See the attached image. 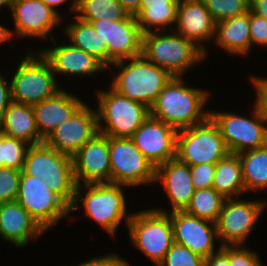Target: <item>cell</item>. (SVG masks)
Returning <instances> with one entry per match:
<instances>
[{
	"label": "cell",
	"instance_id": "obj_1",
	"mask_svg": "<svg viewBox=\"0 0 267 266\" xmlns=\"http://www.w3.org/2000/svg\"><path fill=\"white\" fill-rule=\"evenodd\" d=\"M182 77L173 76L150 107V115L176 130L192 127L209 117L204 110L209 90L186 87ZM203 109V110H202Z\"/></svg>",
	"mask_w": 267,
	"mask_h": 266
},
{
	"label": "cell",
	"instance_id": "obj_2",
	"mask_svg": "<svg viewBox=\"0 0 267 266\" xmlns=\"http://www.w3.org/2000/svg\"><path fill=\"white\" fill-rule=\"evenodd\" d=\"M126 61H129L126 64ZM120 69L115 74L111 88L122 96L145 104L150 108L172 75L147 60L142 54L114 62Z\"/></svg>",
	"mask_w": 267,
	"mask_h": 266
},
{
	"label": "cell",
	"instance_id": "obj_3",
	"mask_svg": "<svg viewBox=\"0 0 267 266\" xmlns=\"http://www.w3.org/2000/svg\"><path fill=\"white\" fill-rule=\"evenodd\" d=\"M26 175L39 177L50 190L69 207L72 206L77 183L74 177L72 157L47 146L44 142L30 145L22 170Z\"/></svg>",
	"mask_w": 267,
	"mask_h": 266
},
{
	"label": "cell",
	"instance_id": "obj_4",
	"mask_svg": "<svg viewBox=\"0 0 267 266\" xmlns=\"http://www.w3.org/2000/svg\"><path fill=\"white\" fill-rule=\"evenodd\" d=\"M168 33H143L142 55L172 76L184 77L189 68L205 60V53L176 30Z\"/></svg>",
	"mask_w": 267,
	"mask_h": 266
},
{
	"label": "cell",
	"instance_id": "obj_5",
	"mask_svg": "<svg viewBox=\"0 0 267 266\" xmlns=\"http://www.w3.org/2000/svg\"><path fill=\"white\" fill-rule=\"evenodd\" d=\"M77 185L75 197L70 212L78 210L81 206L77 203L82 202L85 214L97 222L114 237L116 230L122 220L125 219L126 226L131 218V213H126V197L123 187L125 185L117 183H93ZM85 188V196H81V188Z\"/></svg>",
	"mask_w": 267,
	"mask_h": 266
},
{
	"label": "cell",
	"instance_id": "obj_6",
	"mask_svg": "<svg viewBox=\"0 0 267 266\" xmlns=\"http://www.w3.org/2000/svg\"><path fill=\"white\" fill-rule=\"evenodd\" d=\"M109 89L96 91L98 131L108 137L130 138L148 118L150 108Z\"/></svg>",
	"mask_w": 267,
	"mask_h": 266
},
{
	"label": "cell",
	"instance_id": "obj_7",
	"mask_svg": "<svg viewBox=\"0 0 267 266\" xmlns=\"http://www.w3.org/2000/svg\"><path fill=\"white\" fill-rule=\"evenodd\" d=\"M10 80L12 101L35 105L53 97L61 89L48 60L40 51H27Z\"/></svg>",
	"mask_w": 267,
	"mask_h": 266
},
{
	"label": "cell",
	"instance_id": "obj_8",
	"mask_svg": "<svg viewBox=\"0 0 267 266\" xmlns=\"http://www.w3.org/2000/svg\"><path fill=\"white\" fill-rule=\"evenodd\" d=\"M127 228L132 244L156 266L174 244L170 215L161 208L133 213Z\"/></svg>",
	"mask_w": 267,
	"mask_h": 266
},
{
	"label": "cell",
	"instance_id": "obj_9",
	"mask_svg": "<svg viewBox=\"0 0 267 266\" xmlns=\"http://www.w3.org/2000/svg\"><path fill=\"white\" fill-rule=\"evenodd\" d=\"M228 153L219 128L210 117L192 127L177 130L176 158L189 166L216 164Z\"/></svg>",
	"mask_w": 267,
	"mask_h": 266
},
{
	"label": "cell",
	"instance_id": "obj_10",
	"mask_svg": "<svg viewBox=\"0 0 267 266\" xmlns=\"http://www.w3.org/2000/svg\"><path fill=\"white\" fill-rule=\"evenodd\" d=\"M110 183L136 187L155 182V166L131 138L109 137Z\"/></svg>",
	"mask_w": 267,
	"mask_h": 266
},
{
	"label": "cell",
	"instance_id": "obj_11",
	"mask_svg": "<svg viewBox=\"0 0 267 266\" xmlns=\"http://www.w3.org/2000/svg\"><path fill=\"white\" fill-rule=\"evenodd\" d=\"M251 118L237 113L209 111V117L219 128L229 153L239 154L267 145V128L253 108Z\"/></svg>",
	"mask_w": 267,
	"mask_h": 266
},
{
	"label": "cell",
	"instance_id": "obj_12",
	"mask_svg": "<svg viewBox=\"0 0 267 266\" xmlns=\"http://www.w3.org/2000/svg\"><path fill=\"white\" fill-rule=\"evenodd\" d=\"M17 201L45 231L53 229L59 220L70 213V207L50 190L46 182L23 171Z\"/></svg>",
	"mask_w": 267,
	"mask_h": 266
},
{
	"label": "cell",
	"instance_id": "obj_13",
	"mask_svg": "<svg viewBox=\"0 0 267 266\" xmlns=\"http://www.w3.org/2000/svg\"><path fill=\"white\" fill-rule=\"evenodd\" d=\"M262 200L225 199L215 222L220 246L243 245L264 211Z\"/></svg>",
	"mask_w": 267,
	"mask_h": 266
},
{
	"label": "cell",
	"instance_id": "obj_14",
	"mask_svg": "<svg viewBox=\"0 0 267 266\" xmlns=\"http://www.w3.org/2000/svg\"><path fill=\"white\" fill-rule=\"evenodd\" d=\"M97 31L107 45V70L116 61L142 54V35L136 17L129 14L125 19L112 21H85ZM111 65V66H110Z\"/></svg>",
	"mask_w": 267,
	"mask_h": 266
},
{
	"label": "cell",
	"instance_id": "obj_15",
	"mask_svg": "<svg viewBox=\"0 0 267 266\" xmlns=\"http://www.w3.org/2000/svg\"><path fill=\"white\" fill-rule=\"evenodd\" d=\"M98 132L97 111L83 103L68 120L44 139V143L72 157Z\"/></svg>",
	"mask_w": 267,
	"mask_h": 266
},
{
	"label": "cell",
	"instance_id": "obj_16",
	"mask_svg": "<svg viewBox=\"0 0 267 266\" xmlns=\"http://www.w3.org/2000/svg\"><path fill=\"white\" fill-rule=\"evenodd\" d=\"M176 135L175 128L149 115L130 138L156 168L176 158Z\"/></svg>",
	"mask_w": 267,
	"mask_h": 266
},
{
	"label": "cell",
	"instance_id": "obj_17",
	"mask_svg": "<svg viewBox=\"0 0 267 266\" xmlns=\"http://www.w3.org/2000/svg\"><path fill=\"white\" fill-rule=\"evenodd\" d=\"M72 162L77 185L110 183L109 137L98 132L72 156Z\"/></svg>",
	"mask_w": 267,
	"mask_h": 266
},
{
	"label": "cell",
	"instance_id": "obj_18",
	"mask_svg": "<svg viewBox=\"0 0 267 266\" xmlns=\"http://www.w3.org/2000/svg\"><path fill=\"white\" fill-rule=\"evenodd\" d=\"M169 215L174 243L187 247L204 259L216 253L214 243L218 234L214 222L189 215L185 211H171Z\"/></svg>",
	"mask_w": 267,
	"mask_h": 266
},
{
	"label": "cell",
	"instance_id": "obj_19",
	"mask_svg": "<svg viewBox=\"0 0 267 266\" xmlns=\"http://www.w3.org/2000/svg\"><path fill=\"white\" fill-rule=\"evenodd\" d=\"M11 12L18 38L45 39L62 22L60 13L41 0H14Z\"/></svg>",
	"mask_w": 267,
	"mask_h": 266
},
{
	"label": "cell",
	"instance_id": "obj_20",
	"mask_svg": "<svg viewBox=\"0 0 267 266\" xmlns=\"http://www.w3.org/2000/svg\"><path fill=\"white\" fill-rule=\"evenodd\" d=\"M54 47L43 49L41 54L48 60L56 76H90L107 69L93 55L77 48L70 42L68 44L58 45L53 39ZM58 45V46H57Z\"/></svg>",
	"mask_w": 267,
	"mask_h": 266
},
{
	"label": "cell",
	"instance_id": "obj_21",
	"mask_svg": "<svg viewBox=\"0 0 267 266\" xmlns=\"http://www.w3.org/2000/svg\"><path fill=\"white\" fill-rule=\"evenodd\" d=\"M176 32L193 42L208 55L201 42L213 39L216 22L205 6L203 0H179ZM213 37V38H212Z\"/></svg>",
	"mask_w": 267,
	"mask_h": 266
},
{
	"label": "cell",
	"instance_id": "obj_22",
	"mask_svg": "<svg viewBox=\"0 0 267 266\" xmlns=\"http://www.w3.org/2000/svg\"><path fill=\"white\" fill-rule=\"evenodd\" d=\"M155 182H161L169 198L171 211H184L195 192L190 166L171 159L156 167Z\"/></svg>",
	"mask_w": 267,
	"mask_h": 266
},
{
	"label": "cell",
	"instance_id": "obj_23",
	"mask_svg": "<svg viewBox=\"0 0 267 266\" xmlns=\"http://www.w3.org/2000/svg\"><path fill=\"white\" fill-rule=\"evenodd\" d=\"M44 232L46 233L17 200L0 204V236L5 241L23 248Z\"/></svg>",
	"mask_w": 267,
	"mask_h": 266
},
{
	"label": "cell",
	"instance_id": "obj_24",
	"mask_svg": "<svg viewBox=\"0 0 267 266\" xmlns=\"http://www.w3.org/2000/svg\"><path fill=\"white\" fill-rule=\"evenodd\" d=\"M84 102L64 89L53 97L32 106L36 126L44 140L59 125L68 120Z\"/></svg>",
	"mask_w": 267,
	"mask_h": 266
},
{
	"label": "cell",
	"instance_id": "obj_25",
	"mask_svg": "<svg viewBox=\"0 0 267 266\" xmlns=\"http://www.w3.org/2000/svg\"><path fill=\"white\" fill-rule=\"evenodd\" d=\"M2 133L29 145L43 143L36 126L32 105L12 101L1 117Z\"/></svg>",
	"mask_w": 267,
	"mask_h": 266
},
{
	"label": "cell",
	"instance_id": "obj_26",
	"mask_svg": "<svg viewBox=\"0 0 267 266\" xmlns=\"http://www.w3.org/2000/svg\"><path fill=\"white\" fill-rule=\"evenodd\" d=\"M215 43L229 54L246 56L251 51L249 11L216 22Z\"/></svg>",
	"mask_w": 267,
	"mask_h": 266
},
{
	"label": "cell",
	"instance_id": "obj_27",
	"mask_svg": "<svg viewBox=\"0 0 267 266\" xmlns=\"http://www.w3.org/2000/svg\"><path fill=\"white\" fill-rule=\"evenodd\" d=\"M178 5L179 0H141L139 10L134 14L141 32H153L155 28L162 29L163 32L174 31Z\"/></svg>",
	"mask_w": 267,
	"mask_h": 266
},
{
	"label": "cell",
	"instance_id": "obj_28",
	"mask_svg": "<svg viewBox=\"0 0 267 266\" xmlns=\"http://www.w3.org/2000/svg\"><path fill=\"white\" fill-rule=\"evenodd\" d=\"M212 187L225 199L246 193L238 154L228 153L216 163Z\"/></svg>",
	"mask_w": 267,
	"mask_h": 266
},
{
	"label": "cell",
	"instance_id": "obj_29",
	"mask_svg": "<svg viewBox=\"0 0 267 266\" xmlns=\"http://www.w3.org/2000/svg\"><path fill=\"white\" fill-rule=\"evenodd\" d=\"M76 21L64 27L71 44L93 55L107 68V45L103 42L94 27L75 16Z\"/></svg>",
	"mask_w": 267,
	"mask_h": 266
},
{
	"label": "cell",
	"instance_id": "obj_30",
	"mask_svg": "<svg viewBox=\"0 0 267 266\" xmlns=\"http://www.w3.org/2000/svg\"><path fill=\"white\" fill-rule=\"evenodd\" d=\"M246 193L267 190V145L238 154Z\"/></svg>",
	"mask_w": 267,
	"mask_h": 266
},
{
	"label": "cell",
	"instance_id": "obj_31",
	"mask_svg": "<svg viewBox=\"0 0 267 266\" xmlns=\"http://www.w3.org/2000/svg\"><path fill=\"white\" fill-rule=\"evenodd\" d=\"M129 13L118 0H78L77 16L83 21L125 19Z\"/></svg>",
	"mask_w": 267,
	"mask_h": 266
},
{
	"label": "cell",
	"instance_id": "obj_32",
	"mask_svg": "<svg viewBox=\"0 0 267 266\" xmlns=\"http://www.w3.org/2000/svg\"><path fill=\"white\" fill-rule=\"evenodd\" d=\"M225 198L213 187L195 190L190 204L184 210L187 214L216 222Z\"/></svg>",
	"mask_w": 267,
	"mask_h": 266
},
{
	"label": "cell",
	"instance_id": "obj_33",
	"mask_svg": "<svg viewBox=\"0 0 267 266\" xmlns=\"http://www.w3.org/2000/svg\"><path fill=\"white\" fill-rule=\"evenodd\" d=\"M29 144L3 133L0 134V168L10 167L23 170Z\"/></svg>",
	"mask_w": 267,
	"mask_h": 266
},
{
	"label": "cell",
	"instance_id": "obj_34",
	"mask_svg": "<svg viewBox=\"0 0 267 266\" xmlns=\"http://www.w3.org/2000/svg\"><path fill=\"white\" fill-rule=\"evenodd\" d=\"M215 22L242 15L249 11L250 0H203Z\"/></svg>",
	"mask_w": 267,
	"mask_h": 266
},
{
	"label": "cell",
	"instance_id": "obj_35",
	"mask_svg": "<svg viewBox=\"0 0 267 266\" xmlns=\"http://www.w3.org/2000/svg\"><path fill=\"white\" fill-rule=\"evenodd\" d=\"M204 261L202 256L174 243L158 266H204Z\"/></svg>",
	"mask_w": 267,
	"mask_h": 266
},
{
	"label": "cell",
	"instance_id": "obj_36",
	"mask_svg": "<svg viewBox=\"0 0 267 266\" xmlns=\"http://www.w3.org/2000/svg\"><path fill=\"white\" fill-rule=\"evenodd\" d=\"M21 173L10 167L0 168V204L17 200Z\"/></svg>",
	"mask_w": 267,
	"mask_h": 266
},
{
	"label": "cell",
	"instance_id": "obj_37",
	"mask_svg": "<svg viewBox=\"0 0 267 266\" xmlns=\"http://www.w3.org/2000/svg\"><path fill=\"white\" fill-rule=\"evenodd\" d=\"M229 266H264L255 251L241 245L229 246Z\"/></svg>",
	"mask_w": 267,
	"mask_h": 266
},
{
	"label": "cell",
	"instance_id": "obj_38",
	"mask_svg": "<svg viewBox=\"0 0 267 266\" xmlns=\"http://www.w3.org/2000/svg\"><path fill=\"white\" fill-rule=\"evenodd\" d=\"M216 164L202 163L190 166L195 190L207 189L213 186Z\"/></svg>",
	"mask_w": 267,
	"mask_h": 266
},
{
	"label": "cell",
	"instance_id": "obj_39",
	"mask_svg": "<svg viewBox=\"0 0 267 266\" xmlns=\"http://www.w3.org/2000/svg\"><path fill=\"white\" fill-rule=\"evenodd\" d=\"M250 80L256 91L254 107L267 128V78L252 76Z\"/></svg>",
	"mask_w": 267,
	"mask_h": 266
},
{
	"label": "cell",
	"instance_id": "obj_40",
	"mask_svg": "<svg viewBox=\"0 0 267 266\" xmlns=\"http://www.w3.org/2000/svg\"><path fill=\"white\" fill-rule=\"evenodd\" d=\"M249 26L252 46L267 47V19L249 10Z\"/></svg>",
	"mask_w": 267,
	"mask_h": 266
},
{
	"label": "cell",
	"instance_id": "obj_41",
	"mask_svg": "<svg viewBox=\"0 0 267 266\" xmlns=\"http://www.w3.org/2000/svg\"><path fill=\"white\" fill-rule=\"evenodd\" d=\"M124 258L116 254H108L105 256L93 257L77 266H130ZM76 266V265H75Z\"/></svg>",
	"mask_w": 267,
	"mask_h": 266
},
{
	"label": "cell",
	"instance_id": "obj_42",
	"mask_svg": "<svg viewBox=\"0 0 267 266\" xmlns=\"http://www.w3.org/2000/svg\"><path fill=\"white\" fill-rule=\"evenodd\" d=\"M204 266H229V246H220L216 253L205 258Z\"/></svg>",
	"mask_w": 267,
	"mask_h": 266
},
{
	"label": "cell",
	"instance_id": "obj_43",
	"mask_svg": "<svg viewBox=\"0 0 267 266\" xmlns=\"http://www.w3.org/2000/svg\"><path fill=\"white\" fill-rule=\"evenodd\" d=\"M12 102L10 82L0 73V117L4 115L5 110Z\"/></svg>",
	"mask_w": 267,
	"mask_h": 266
},
{
	"label": "cell",
	"instance_id": "obj_44",
	"mask_svg": "<svg viewBox=\"0 0 267 266\" xmlns=\"http://www.w3.org/2000/svg\"><path fill=\"white\" fill-rule=\"evenodd\" d=\"M249 10L253 14L267 19V0H250Z\"/></svg>",
	"mask_w": 267,
	"mask_h": 266
},
{
	"label": "cell",
	"instance_id": "obj_45",
	"mask_svg": "<svg viewBox=\"0 0 267 266\" xmlns=\"http://www.w3.org/2000/svg\"><path fill=\"white\" fill-rule=\"evenodd\" d=\"M41 1H43L50 8H52L55 12H57L58 10L56 7H60L63 3H66L69 0H41ZM71 1H72L70 2L71 11H73L72 13H76L78 8V0H71Z\"/></svg>",
	"mask_w": 267,
	"mask_h": 266
},
{
	"label": "cell",
	"instance_id": "obj_46",
	"mask_svg": "<svg viewBox=\"0 0 267 266\" xmlns=\"http://www.w3.org/2000/svg\"><path fill=\"white\" fill-rule=\"evenodd\" d=\"M121 6L131 15H134L138 10L141 0H118Z\"/></svg>",
	"mask_w": 267,
	"mask_h": 266
},
{
	"label": "cell",
	"instance_id": "obj_47",
	"mask_svg": "<svg viewBox=\"0 0 267 266\" xmlns=\"http://www.w3.org/2000/svg\"><path fill=\"white\" fill-rule=\"evenodd\" d=\"M13 37L12 31L0 24V44L3 42H9V40Z\"/></svg>",
	"mask_w": 267,
	"mask_h": 266
},
{
	"label": "cell",
	"instance_id": "obj_48",
	"mask_svg": "<svg viewBox=\"0 0 267 266\" xmlns=\"http://www.w3.org/2000/svg\"><path fill=\"white\" fill-rule=\"evenodd\" d=\"M13 2L14 0H0V10H2L1 8H3L4 6H8L11 10Z\"/></svg>",
	"mask_w": 267,
	"mask_h": 266
},
{
	"label": "cell",
	"instance_id": "obj_49",
	"mask_svg": "<svg viewBox=\"0 0 267 266\" xmlns=\"http://www.w3.org/2000/svg\"><path fill=\"white\" fill-rule=\"evenodd\" d=\"M2 133V123H1V117H0V134Z\"/></svg>",
	"mask_w": 267,
	"mask_h": 266
}]
</instances>
